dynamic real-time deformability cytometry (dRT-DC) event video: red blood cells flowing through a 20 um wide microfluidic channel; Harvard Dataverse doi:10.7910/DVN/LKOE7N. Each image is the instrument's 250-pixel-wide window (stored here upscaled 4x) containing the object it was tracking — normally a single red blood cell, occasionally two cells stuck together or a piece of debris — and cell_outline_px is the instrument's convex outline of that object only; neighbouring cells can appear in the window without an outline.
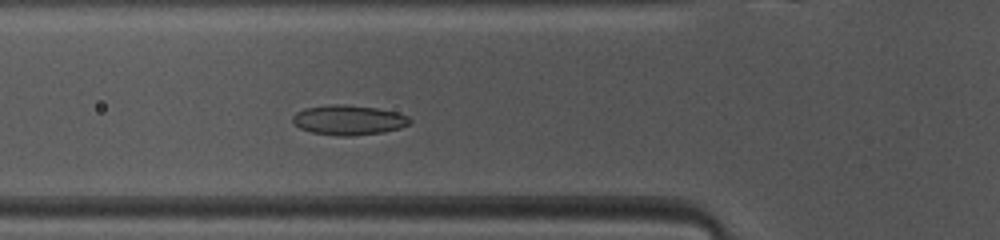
{"species": "common noctule bat (a hibernating species)", "species_latin": "Nyctalus noctula", "temperature_condition": "warm", "stored_images_in_passage": 36, "camera_frame_rate_fps": 3000, "um_per_image_px": 0.085, "animal": {"sex": "female", "body_mass_g": 10.0, "forearm_length_mm": 53.1}, "frame": {"image": 1, "passage_image": 4, "time_ms": 1.0, "image_size_px": [1000, 240], "cell_outline_px": [[412, 120], [408, 124], [400, 128], [384, 132], [352, 136], [340, 136], [312, 132], [300, 128], [292, 120], [292, 116], [296, 112], [304, 108], [336, 104], [348, 104], [376, 108], [396, 112], [408, 116]], "centroid_in_image_um": [29.64, 10.2], "position_along_channel_um": 96.2, "area_um2": 20.35}}
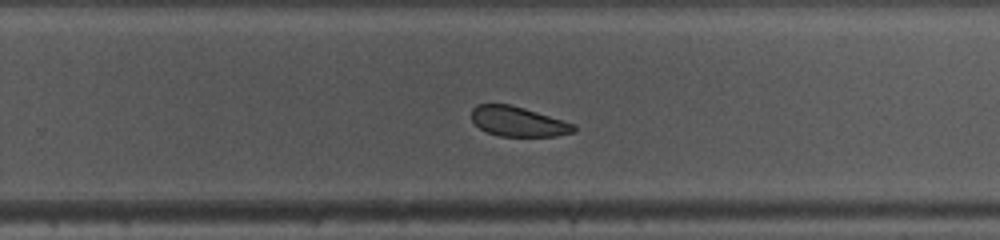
{"frame": {"image": 2, "passage_image": 18, "time_ms": 5.667, "image_size_px": [1000, 240], "cell_outline_px": [[576, 132], [556, 136], [500, 136], [488, 132], [480, 128], [472, 120], [472, 108], [476, 104], [508, 104], [524, 108], [564, 120], [576, 124]], "centroid_in_image_um": [44.08, 10.33], "position_along_channel_um": 285.7, "area_um2": 17.8}}
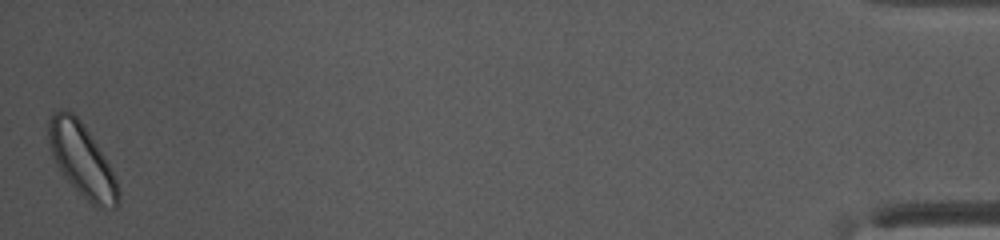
{"frame": {"image": 3, "passage_image": 36, "time_ms": 11.667, "image_size_px": [1000, 240], "cell_outline_px": [[120, 204], [116, 208], [96, 208], [60, 172], [52, 156], [48, 140], [48, 120], [52, 108], [68, 108], [84, 124], [104, 156], [116, 180], [120, 192]], "centroid_in_image_um": [6.93, 13.55], "position_along_channel_um": 428.3, "area_um2": 29.82}, "authors_computed_cell_mechanics": {"area_um2": 20.2589, "velocity_mm_per_s": 4.0591, "shape_relaxation_time_tau1_ms": 1.6202, "shape_relaxation_time_tau2_ms": 3.0883, "deformation_change_tau1": 0.0306, "deformation_change_tau2": 0.0753}}